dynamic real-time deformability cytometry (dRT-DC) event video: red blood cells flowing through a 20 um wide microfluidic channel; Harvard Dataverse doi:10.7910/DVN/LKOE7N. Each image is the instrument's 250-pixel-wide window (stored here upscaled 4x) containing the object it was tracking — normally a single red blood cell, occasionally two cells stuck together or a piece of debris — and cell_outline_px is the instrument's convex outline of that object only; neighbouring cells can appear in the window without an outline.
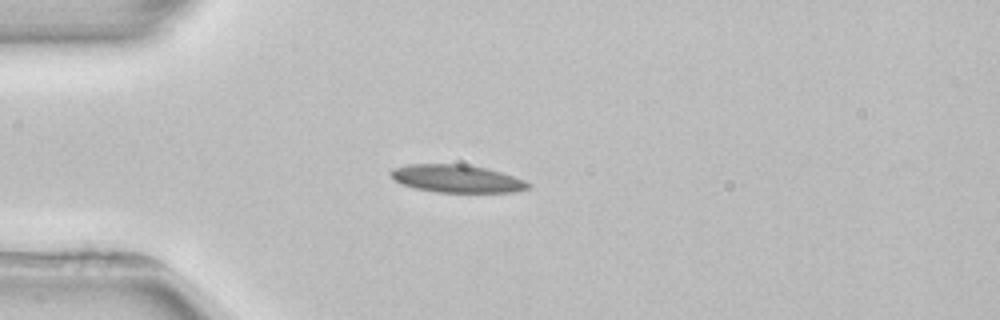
{"species": "common noctule bat (a hibernating species)", "species_latin": "Nyctalus noctula", "temperature_condition": "room temperature", "stored_images_in_passage": 2, "camera_frame_rate_fps": 3000, "um_per_image_px": 0.085, "animal": {"sex": "female", "body_mass_g": 22.7, "forearm_length_mm": 54.2}, "frame": {"image": 1, "passage_image": 2, "time_ms": 2.667, "image_size_px": [1000, 320], "cell_outline_px": [[532, 184], [528, 188], [516, 192], [436, 192], [416, 188], [400, 184], [392, 180], [388, 172], [392, 168], [408, 164], [464, 164], [484, 168], [500, 172], [524, 180]], "centroid_in_image_um": [38.76, 15.18], "position_along_channel_um": 46.2, "area_um2": 22.25}}